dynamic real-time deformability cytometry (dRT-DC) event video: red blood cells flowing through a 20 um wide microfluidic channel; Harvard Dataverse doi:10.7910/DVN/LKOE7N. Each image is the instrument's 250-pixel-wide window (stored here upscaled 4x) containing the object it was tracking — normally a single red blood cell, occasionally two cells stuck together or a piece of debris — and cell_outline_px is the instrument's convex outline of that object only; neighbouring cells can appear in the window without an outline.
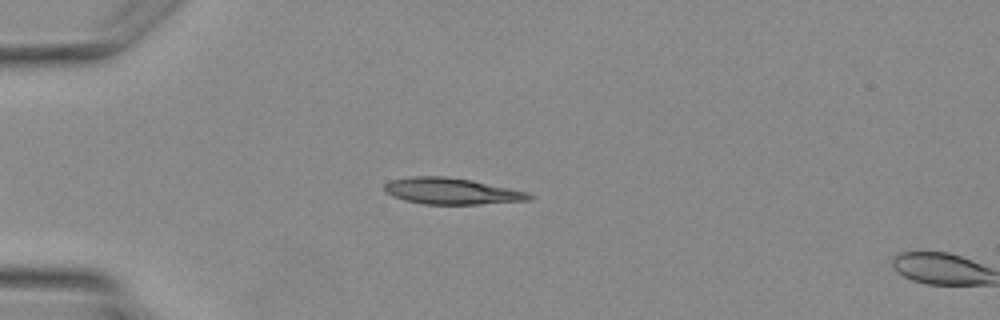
{"species": "Egyptian fruit bat (a non-hibernating species)", "species_latin": "Rousettus aegyptiacus", "temperature_condition": "warm", "stored_images_in_passage": 3, "segment_of_instrument_passage": [1, 2], "camera_frame_rate_fps": 3000, "um_per_image_px": 0.085, "animal": {"sex": "female"}, "frame": {"image": 1, "passage_image": 2, "time_ms": 3.667, "image_size_px": [1000, 320], "cell_outline_px": [[536, 196], [532, 200], [476, 204], [424, 204], [404, 200], [392, 196], [384, 192], [384, 184], [392, 180], [412, 176], [444, 176], [472, 180], [528, 192]], "centroid_in_image_um": [38.39, 16.25], "position_along_channel_um": 46.6, "area_um2": 22.25}}